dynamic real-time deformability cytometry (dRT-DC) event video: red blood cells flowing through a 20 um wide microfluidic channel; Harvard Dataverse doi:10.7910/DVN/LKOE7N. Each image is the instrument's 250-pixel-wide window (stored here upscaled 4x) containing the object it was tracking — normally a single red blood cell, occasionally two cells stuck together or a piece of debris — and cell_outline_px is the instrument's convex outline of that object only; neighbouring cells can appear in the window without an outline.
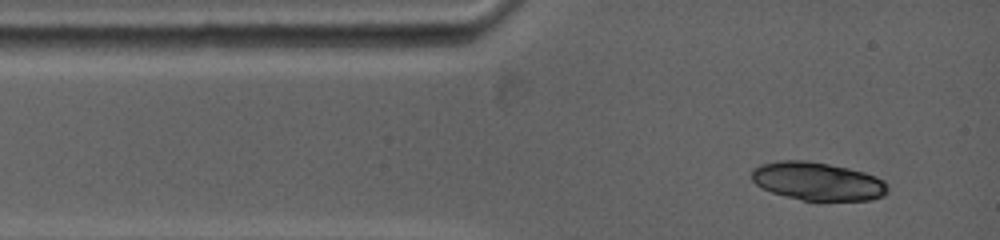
{"species": "common noctule bat (a hibernating species)", "species_latin": "Nyctalus noctula", "temperature_condition": "warm", "stored_images_in_passage": 2, "camera_frame_rate_fps": 5000, "um_per_image_px": 0.085, "animal": {"sex": "female", "body_mass_g": 19.0, "forearm_length_mm": 53.3}, "frame": {"image": 1, "passage_image": 1, "time_ms": 0.0, "image_size_px": [1000, 240], "cell_outline_px": [[888, 192], [884, 196], [872, 200], [816, 204], [784, 196], [772, 192], [756, 184], [752, 180], [752, 168], [760, 164], [780, 160], [804, 160], [828, 164], [848, 168], [864, 172], [876, 176], [884, 180], [888, 184]], "centroid_in_image_um": [69.55, 15.46], "position_along_channel_um": 15.5, "area_um2": 31.44}}